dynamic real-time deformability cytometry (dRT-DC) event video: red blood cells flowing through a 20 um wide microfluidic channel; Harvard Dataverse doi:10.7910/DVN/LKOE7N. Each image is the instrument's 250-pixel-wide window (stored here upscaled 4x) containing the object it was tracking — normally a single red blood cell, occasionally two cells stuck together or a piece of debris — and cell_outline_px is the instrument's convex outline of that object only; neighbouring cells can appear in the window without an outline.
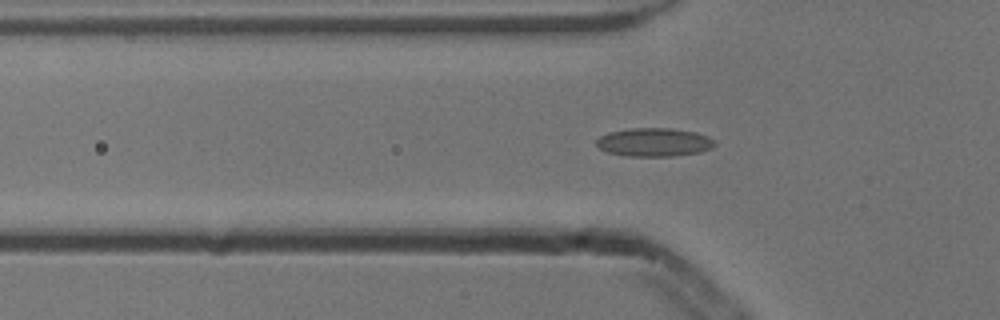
{"species": "common noctule bat (a hibernating species)", "species_latin": "Nyctalus noctula", "temperature_condition": "cold", "stored_images_in_passage": 36, "camera_frame_rate_fps": 3000, "um_per_image_px": 0.085, "animal": {"sex": "male", "body_mass_g": 13.3}, "frame": {"image": 1, "passage_image": 4, "time_ms": 1.0, "image_size_px": [1000, 320], "cell_outline_px": [[716, 144], [712, 148], [700, 152], [672, 156], [624, 156], [608, 152], [600, 148], [596, 144], [596, 140], [600, 136], [608, 132], [632, 128], [668, 128], [696, 132], [708, 136]], "centroid_in_image_um": [55.59, 12.09], "position_along_channel_um": 70.2, "area_um2": 19.59}}
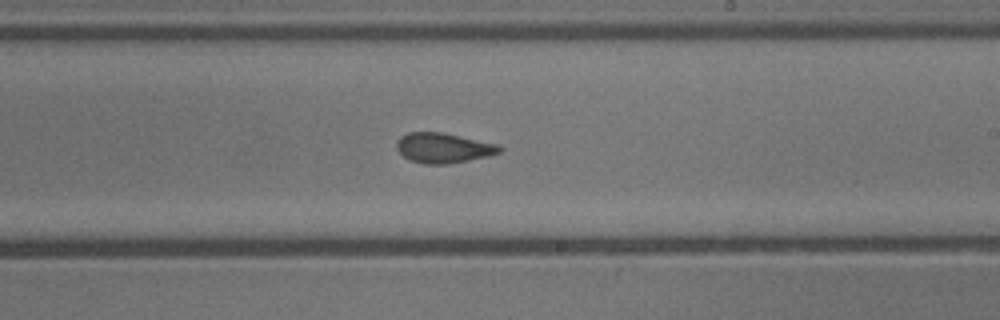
{"frame": {"image": 2, "passage_image": 18, "time_ms": 5.667, "image_size_px": [1000, 320], "cell_outline_px": [[500, 152], [488, 156], [448, 164], [424, 164], [412, 160], [404, 156], [396, 148], [396, 144], [400, 136], [408, 132], [444, 132], [500, 144]], "centroid_in_image_um": [37.69, 12.56], "position_along_channel_um": 251.3, "area_um2": 18.03}}
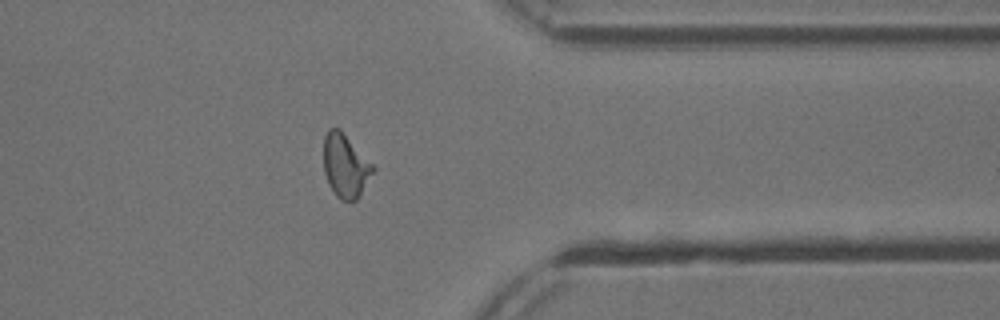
{"frame": {"image": 3, "passage_image": 29, "time_ms": 9.333, "image_size_px": [1000, 320], "cell_outline_px": [[376, 168], [356, 200], [340, 200], [336, 196], [328, 184], [324, 172], [324, 136], [328, 128], [340, 128]], "centroid_in_image_um": [29.34, 14.07], "position_along_channel_um": 382.1, "area_um2": 18.15}}